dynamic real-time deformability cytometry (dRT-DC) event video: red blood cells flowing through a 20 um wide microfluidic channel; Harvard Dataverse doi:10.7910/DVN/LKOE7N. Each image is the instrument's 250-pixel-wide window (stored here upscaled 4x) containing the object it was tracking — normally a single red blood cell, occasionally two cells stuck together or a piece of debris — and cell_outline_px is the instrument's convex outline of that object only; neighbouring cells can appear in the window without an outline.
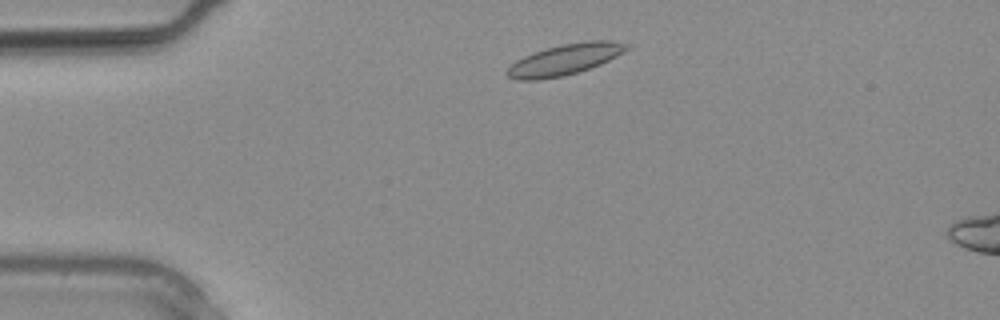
{"species": "common noctule bat (a hibernating species)", "species_latin": "Nyctalus noctula", "temperature_condition": "warm", "stored_images_in_passage": 9, "camera_frame_rate_fps": 3000, "um_per_image_px": 0.085, "animal": {"sex": "male", "body_mass_g": 20.4}, "frame": {"image": 1, "passage_image": 1, "time_ms": 0.0, "image_size_px": [1000, 320], "cell_outline_px": [[628, 48], [624, 52], [600, 64], [564, 76], [540, 80], [516, 80], [508, 76], [504, 72], [516, 60], [524, 56], [548, 48], [564, 44], [588, 40], [612, 40], [628, 44]], "centroid_in_image_um": [47.99, 5.06], "position_along_channel_um": 37.0, "area_um2": 21.27}}
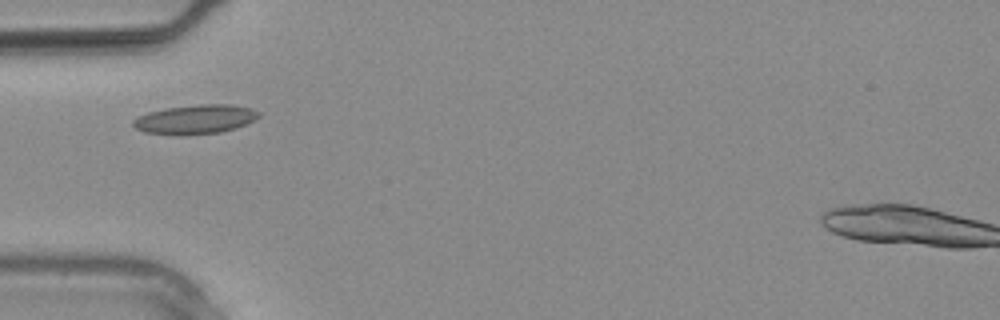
{"frame": {"image": 2, "passage_image": 4, "time_ms": 1.0, "image_size_px": [1000, 320], "cell_outline_px": [[260, 116], [236, 128], [220, 132], [184, 136], [176, 136], [144, 132], [136, 128], [132, 124], [132, 120], [136, 116], [148, 112], [168, 108], [200, 104], [232, 104], [252, 108], [260, 112]], "centroid_in_image_um": [16.57, 10.15], "position_along_channel_um": 68.4, "area_um2": 21.62}}
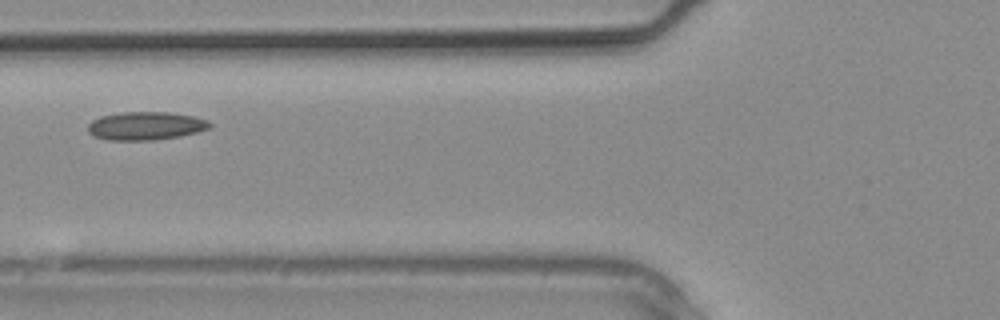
{"frame": {"image": 3, "passage_image": 6, "time_ms": 1.667, "image_size_px": [1000, 320], "cell_outline_px": [[212, 128], [180, 136], [152, 140], [108, 140], [92, 136], [88, 132], [88, 124], [92, 120], [100, 116], [120, 112], [168, 112], [192, 116], [208, 120], [212, 124]], "centroid_in_image_um": [12.36, 10.7], "position_along_channel_um": 113.4, "area_um2": 20.17}}